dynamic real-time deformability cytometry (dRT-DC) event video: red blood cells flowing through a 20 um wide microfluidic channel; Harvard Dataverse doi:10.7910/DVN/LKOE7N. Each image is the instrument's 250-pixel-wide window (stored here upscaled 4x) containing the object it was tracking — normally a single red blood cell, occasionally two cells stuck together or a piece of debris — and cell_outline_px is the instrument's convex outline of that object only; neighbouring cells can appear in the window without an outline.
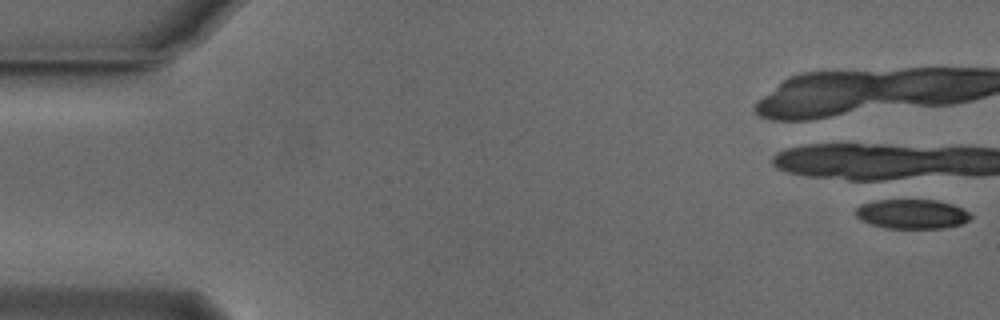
{"species": "Egyptian fruit bat (a non-hibernating species)", "species_latin": "Rousettus aegyptiacus", "temperature_condition": "cold", "stored_images_in_passage": 5, "camera_frame_rate_fps": 3000, "um_per_image_px": 0.085, "animal": {"sex": "male"}, "frame": {"image": 1, "passage_image": 1, "time_ms": 0.0, "image_size_px": [1000, 320], "cell_outline_px": [[972, 216], [968, 220], [960, 224], [944, 228], [888, 228], [872, 224], [860, 220], [856, 216], [856, 208], [860, 204], [884, 196], [936, 200], [952, 204], [968, 212]], "centroid_in_image_um": [77.43, 18.12], "position_along_channel_um": 7.6, "area_um2": 20.58}}